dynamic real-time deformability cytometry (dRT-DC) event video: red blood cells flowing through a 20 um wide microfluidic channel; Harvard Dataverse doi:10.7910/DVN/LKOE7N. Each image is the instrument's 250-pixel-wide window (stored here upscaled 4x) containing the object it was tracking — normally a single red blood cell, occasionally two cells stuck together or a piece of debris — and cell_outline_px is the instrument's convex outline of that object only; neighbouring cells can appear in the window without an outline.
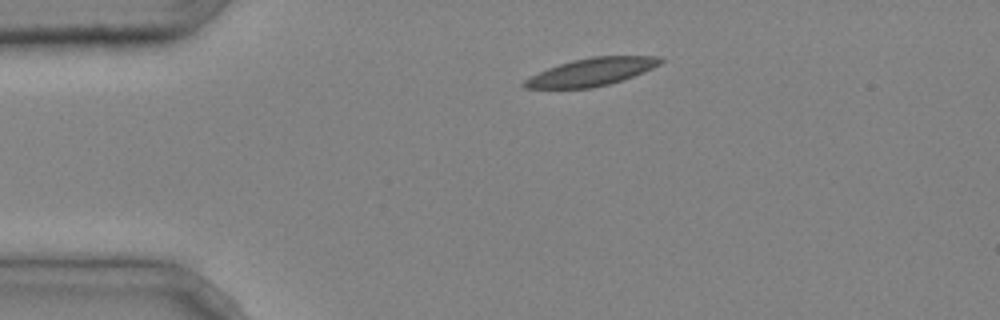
{"species": "common noctule bat (a hibernating species)", "species_latin": "Nyctalus noctula", "temperature_condition": "cold", "stored_images_in_passage": 2, "camera_frame_rate_fps": 3000, "um_per_image_px": 0.085, "animal": {"sex": "male", "body_mass_g": 20.4}, "frame": {"image": 1, "passage_image": 1, "time_ms": 0.0, "image_size_px": [1000, 320], "cell_outline_px": [[664, 60], [660, 64], [644, 72], [608, 84], [592, 88], [524, 88], [520, 84], [524, 80], [548, 68], [572, 60], [592, 56], [660, 56]], "centroid_in_image_um": [50.28, 6.11], "position_along_channel_um": 34.7, "area_um2": 21.73}}